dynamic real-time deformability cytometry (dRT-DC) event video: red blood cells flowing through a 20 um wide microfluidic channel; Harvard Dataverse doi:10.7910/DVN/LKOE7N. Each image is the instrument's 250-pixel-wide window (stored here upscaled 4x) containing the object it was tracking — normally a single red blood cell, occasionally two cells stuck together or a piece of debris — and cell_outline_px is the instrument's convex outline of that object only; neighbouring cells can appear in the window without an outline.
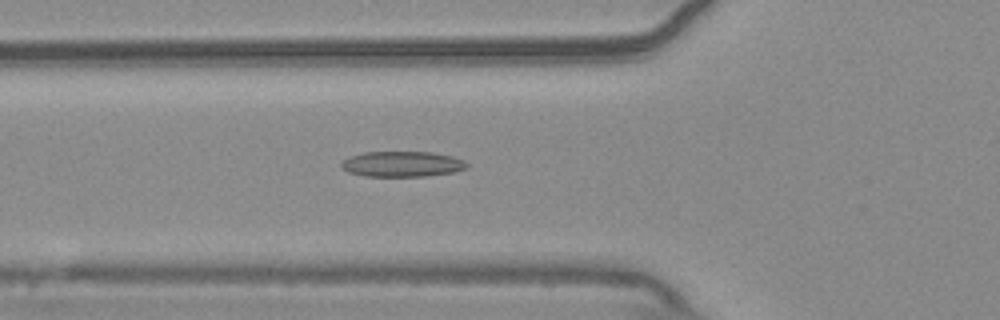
{"species": "common noctule bat (a hibernating species)", "species_latin": "Nyctalus noctula", "temperature_condition": "warm", "stored_images_in_passage": 34, "camera_frame_rate_fps": 3000, "um_per_image_px": 0.085, "animal": {"sex": "male", "body_mass_g": 20.4}, "frame": {"image": 1, "passage_image": 4, "time_ms": 1.0, "image_size_px": [1000, 320], "cell_outline_px": [[468, 168], [452, 172], [428, 176], [364, 176], [348, 172], [340, 164], [348, 156], [364, 152], [432, 152], [452, 156], [464, 160], [468, 164]], "centroid_in_image_um": [34.19, 13.94], "position_along_channel_um": 91.6, "area_um2": 18.67}}
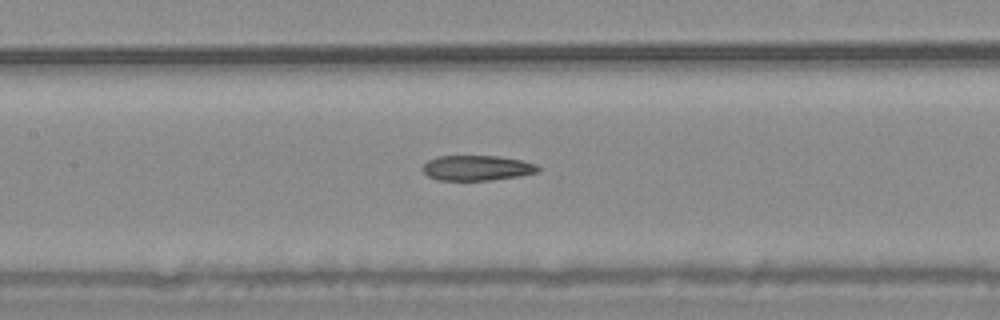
{"frame": {"image": 2, "passage_image": 10, "time_ms": 3.0, "image_size_px": [1000, 320], "cell_outline_px": [[540, 168], [536, 172], [520, 176], [492, 180], [436, 180], [428, 176], [424, 172], [424, 164], [428, 160], [440, 156], [500, 156], [520, 160], [536, 164]], "centroid_in_image_um": [40.55, 14.28], "position_along_channel_um": 166.9, "area_um2": 16.82}}
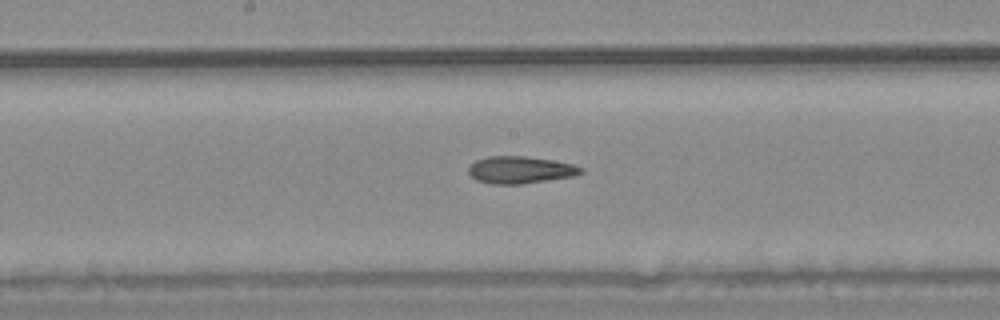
{"frame": {"image": 3, "passage_image": 13, "time_ms": 4.0, "image_size_px": [1000, 320], "cell_outline_px": [[584, 172], [576, 176], [520, 184], [492, 184], [476, 180], [468, 172], [468, 168], [476, 160], [488, 156], [524, 156], [552, 160], [572, 164], [584, 168]], "centroid_in_image_um": [44.24, 14.44], "position_along_channel_um": 204.0, "area_um2": 17.8}, "authors_computed_cell_mechanics": {"area_um2": 17.4556, "velocity_mm_per_s": 3.7205, "shape_relaxation_time_tau1_ms": null, "shape_relaxation_time_tau2_ms": 5.035, "deformation_change_tau1": null, "deformation_change_tau2": 0.153}}